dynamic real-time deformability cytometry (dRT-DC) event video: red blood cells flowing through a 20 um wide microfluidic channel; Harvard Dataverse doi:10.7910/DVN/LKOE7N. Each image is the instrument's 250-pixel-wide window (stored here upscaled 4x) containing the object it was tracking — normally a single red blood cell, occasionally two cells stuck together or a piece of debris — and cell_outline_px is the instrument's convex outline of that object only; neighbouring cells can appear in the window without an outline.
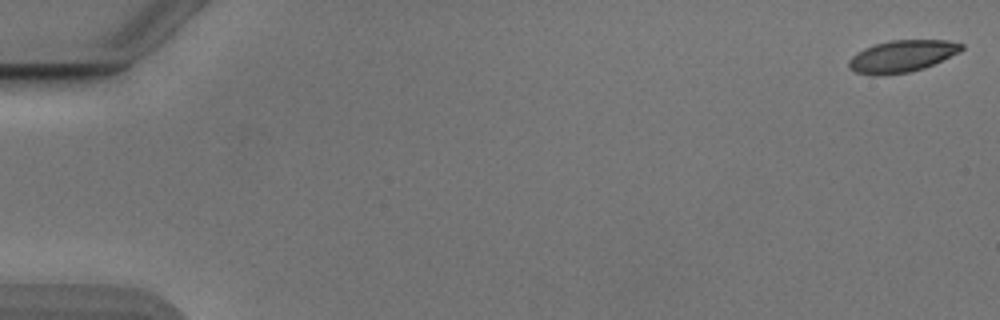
{"species": "Egyptian fruit bat (a non-hibernating species)", "species_latin": "Rousettus aegyptiacus", "temperature_condition": "cold", "stored_images_in_passage": 54, "camera_frame_rate_fps": 3000, "um_per_image_px": 0.085, "animal": {"sex": "male"}, "frame": {"image": 1, "passage_image": 1, "time_ms": 0.0, "image_size_px": [1000, 320], "cell_outline_px": [[964, 48], [960, 52], [924, 68], [908, 72], [876, 76], [856, 72], [848, 68], [848, 60], [856, 52], [864, 48], [888, 40], [948, 40], [964, 44]], "centroid_in_image_um": [76.65, 4.77], "position_along_channel_um": 8.3, "area_um2": 21.04}}
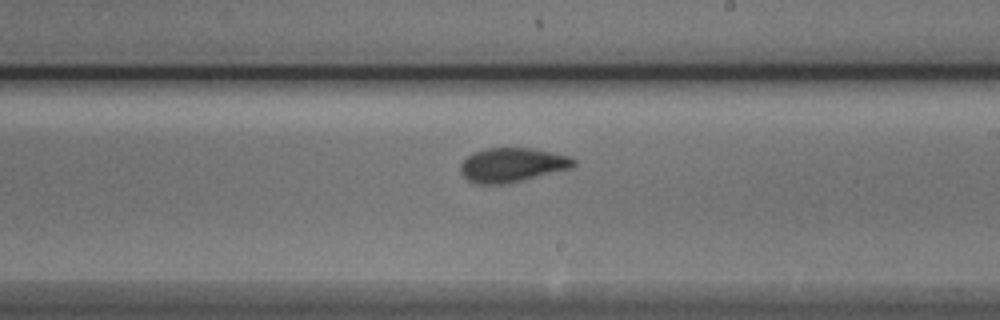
{"frame": {"image": 2, "passage_image": 32, "time_ms": 10.333, "image_size_px": [1000, 320], "cell_outline_px": [[576, 164], [572, 168], [508, 184], [476, 184], [468, 180], [460, 172], [460, 164], [472, 152], [484, 148], [532, 148], [572, 156], [576, 160]], "centroid_in_image_um": [43.55, 14.02], "position_along_channel_um": 245.4, "area_um2": 22.89}}
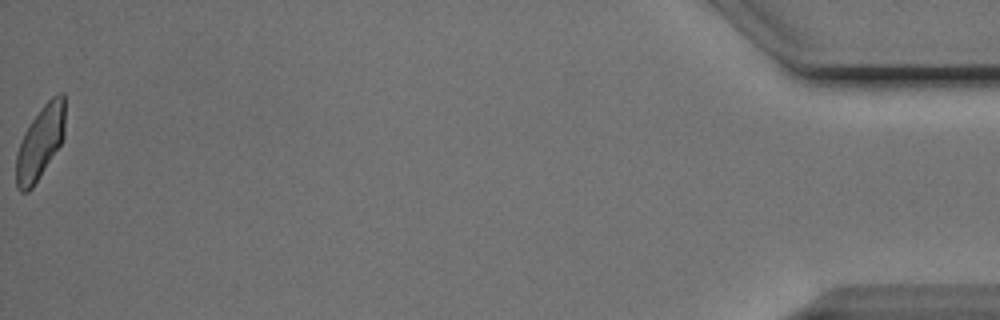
{"frame": {"image": 3, "passage_image": 54, "time_ms": 17.667, "image_size_px": [1000, 320], "cell_outline_px": [[64, 136], [60, 144], [32, 188], [28, 192], [20, 192], [16, 188], [16, 156], [24, 132], [32, 120], [44, 104], [52, 96], [60, 92], [64, 92]], "centroid_in_image_um": [3.41, 12.11], "position_along_channel_um": 431.8, "area_um2": 20.52}, "authors_computed_cell_mechanics": {"area_um2": 21.964, "velocity_mm_per_s": 3.8598, "shape_relaxation_time_tau1_ms": 3.9429, "shape_relaxation_time_tau2_ms": 0.986, "deformation_change_tau1": 0.139, "deformation_change_tau2": 0.0726}}